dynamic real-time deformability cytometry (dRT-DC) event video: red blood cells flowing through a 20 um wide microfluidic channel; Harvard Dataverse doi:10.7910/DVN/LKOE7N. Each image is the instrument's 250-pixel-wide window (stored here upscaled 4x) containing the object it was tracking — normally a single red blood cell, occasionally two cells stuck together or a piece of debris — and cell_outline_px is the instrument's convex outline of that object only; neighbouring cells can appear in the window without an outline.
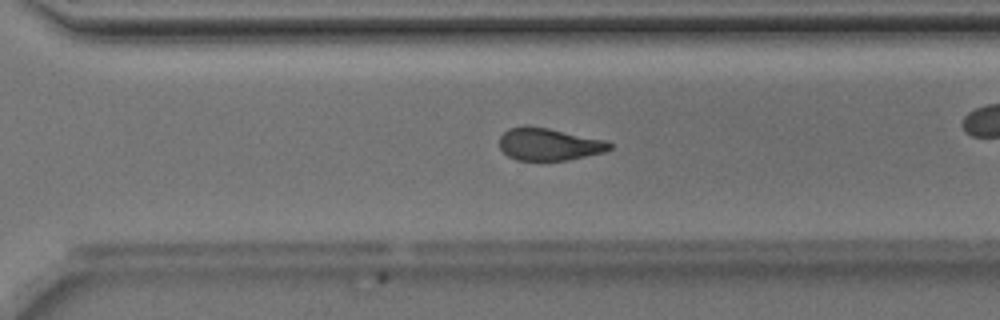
{"species": "Egyptian fruit bat (a non-hibernating species)", "species_latin": "Rousettus aegyptiacus", "temperature_condition": "room temperature", "stored_images_in_passage": 38, "camera_frame_rate_fps": 3000, "um_per_image_px": 0.085, "animal": {"sex": "male"}, "frame": {"image": 1, "passage_image": 22, "time_ms": 7.0, "image_size_px": [1000, 320], "cell_outline_px": [[612, 148], [608, 152], [568, 160], [516, 160], [508, 156], [500, 148], [500, 136], [508, 128], [548, 128], [608, 140], [612, 144]], "centroid_in_image_um": [46.75, 12.29], "position_along_channel_um": 323.8, "area_um2": 20.63}, "authors_computed_cell_mechanics": {"area_um2": 21.7617, "velocity_mm_per_s": 4.0119, "shape_relaxation_time_tau1_ms": 4.7572, "shape_relaxation_time_tau2_ms": 3.3923, "deformation_change_tau1": 0.1497, "deformation_change_tau2": 0.1073}}